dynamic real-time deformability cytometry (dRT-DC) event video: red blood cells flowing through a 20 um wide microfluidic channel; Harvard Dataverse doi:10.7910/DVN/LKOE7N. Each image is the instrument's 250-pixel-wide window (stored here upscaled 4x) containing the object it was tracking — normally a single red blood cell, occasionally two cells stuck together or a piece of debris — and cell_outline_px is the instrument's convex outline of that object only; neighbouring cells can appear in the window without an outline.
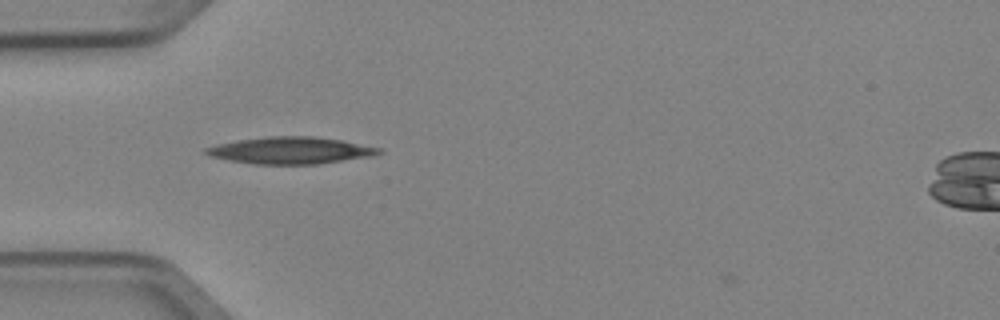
{"species": "Egyptian fruit bat (a non-hibernating species)", "species_latin": "Rousettus aegyptiacus", "temperature_condition": "cold", "stored_images_in_passage": 1, "camera_frame_rate_fps": 3000, "um_per_image_px": 0.085, "animal": {"sex": "female"}, "frame": {"image": 1, "passage_image": 1, "time_ms": 0.0, "image_size_px": [1000, 320], "cell_outline_px": [[384, 152], [372, 156], [316, 164], [252, 164], [228, 160], [208, 156], [204, 152], [204, 148], [216, 144], [236, 140], [268, 136], [312, 136], [340, 140], [380, 148]], "centroid_in_image_um": [24.64, 12.78], "position_along_channel_um": 60.4, "area_um2": 27.11}}